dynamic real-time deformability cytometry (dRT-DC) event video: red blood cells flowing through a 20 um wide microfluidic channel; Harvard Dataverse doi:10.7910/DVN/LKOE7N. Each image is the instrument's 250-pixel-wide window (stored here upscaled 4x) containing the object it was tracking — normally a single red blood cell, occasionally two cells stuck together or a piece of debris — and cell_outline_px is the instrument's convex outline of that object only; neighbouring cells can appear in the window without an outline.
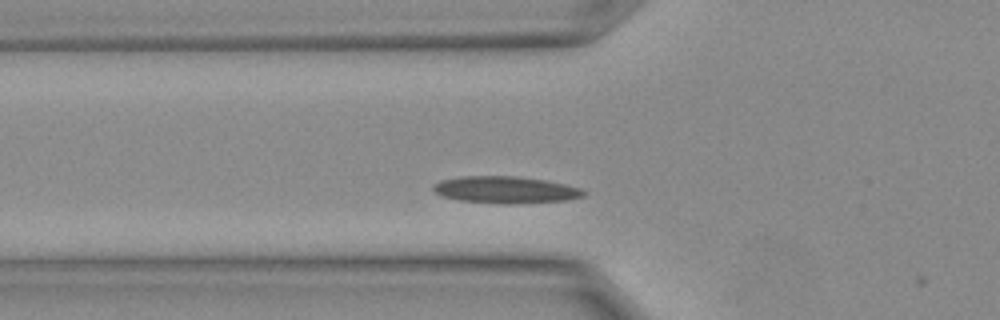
{"species": "Egyptian fruit bat (a non-hibernating species)", "species_latin": "Rousettus aegyptiacus", "temperature_condition": "warm", "stored_images_in_passage": 6, "camera_frame_rate_fps": 3000, "um_per_image_px": 0.085, "animal": {"sex": "female"}, "frame": {"image": 1, "passage_image": 5, "time_ms": 1.333, "image_size_px": [1000, 320], "cell_outline_px": [[584, 196], [564, 200], [512, 204], [500, 204], [460, 200], [444, 196], [436, 192], [432, 188], [440, 180], [460, 176], [512, 176], [544, 180], [564, 184], [580, 188], [584, 192]], "centroid_in_image_um": [42.95, 16.13], "position_along_channel_um": 82.9, "area_um2": 23.24}}